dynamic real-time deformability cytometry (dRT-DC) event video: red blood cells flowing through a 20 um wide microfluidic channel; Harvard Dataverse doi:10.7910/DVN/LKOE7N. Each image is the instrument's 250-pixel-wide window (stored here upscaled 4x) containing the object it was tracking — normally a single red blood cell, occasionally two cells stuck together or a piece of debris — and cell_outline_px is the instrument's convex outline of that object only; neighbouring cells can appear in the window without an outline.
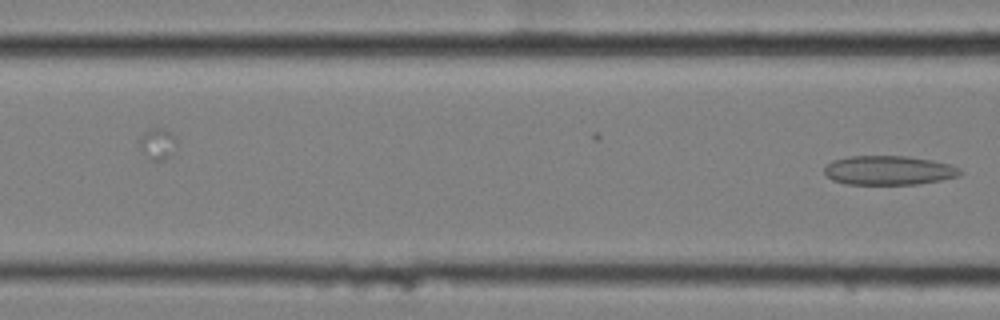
{"species": "common noctule bat (a hibernating species)", "species_latin": "Nyctalus noctula", "temperature_condition": "cold", "stored_images_in_passage": 4, "camera_frame_rate_fps": 3000, "um_per_image_px": 0.085, "animal": {"sex": "female", "body_mass_g": 25.1}, "frame": {"image": 1, "passage_image": 4, "time_ms": 1.0, "image_size_px": [1000, 320], "cell_outline_px": [[964, 172], [956, 176], [940, 180], [916, 184], [844, 184], [832, 180], [824, 172], [824, 168], [832, 160], [848, 156], [904, 156], [932, 160], [948, 164], [960, 168]], "centroid_in_image_um": [75.51, 14.48], "position_along_channel_um": 91.1, "area_um2": 23.0}}